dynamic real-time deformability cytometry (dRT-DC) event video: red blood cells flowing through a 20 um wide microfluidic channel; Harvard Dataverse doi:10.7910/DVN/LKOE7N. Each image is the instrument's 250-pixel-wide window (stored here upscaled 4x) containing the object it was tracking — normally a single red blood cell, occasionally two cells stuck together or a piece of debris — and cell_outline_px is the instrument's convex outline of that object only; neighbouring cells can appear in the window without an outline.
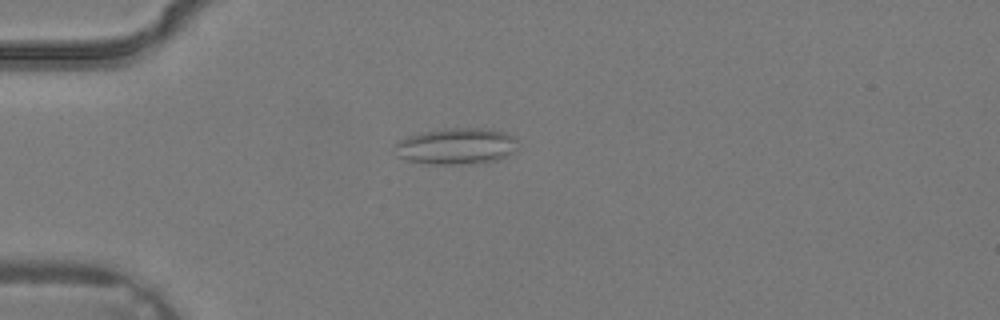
{"species": "common noctule bat (a hibernating species)", "species_latin": "Nyctalus noctula", "temperature_condition": "warm", "stored_images_in_passage": 3, "camera_frame_rate_fps": 3000, "um_per_image_px": 0.085, "animal": {"sex": "male", "body_mass_g": 19.2, "forearm_length_mm": 51.8}, "frame": {"image": 1, "passage_image": 3, "time_ms": 0.667, "image_size_px": [1000, 320], "cell_outline_px": [[516, 152], [496, 160], [468, 164], [432, 164], [408, 160], [396, 156], [392, 148], [392, 144], [396, 140], [420, 132], [444, 128], [480, 128], [504, 132], [512, 136], [516, 140]], "centroid_in_image_um": [38.7, 12.42], "position_along_channel_um": 46.3, "area_um2": 26.36}}